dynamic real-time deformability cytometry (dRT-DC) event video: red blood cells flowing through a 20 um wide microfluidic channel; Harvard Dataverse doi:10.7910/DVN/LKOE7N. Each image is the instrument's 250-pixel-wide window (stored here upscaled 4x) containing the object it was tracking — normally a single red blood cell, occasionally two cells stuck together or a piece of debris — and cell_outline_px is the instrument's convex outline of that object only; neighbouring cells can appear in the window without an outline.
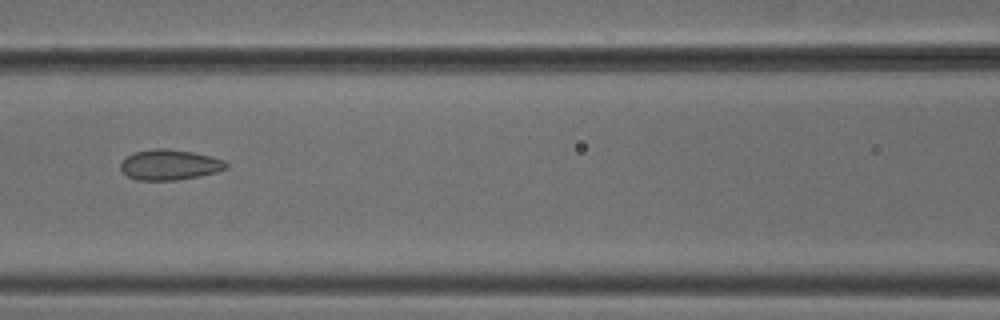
{"species": "common noctule bat (a hibernating species)", "species_latin": "Nyctalus noctula", "temperature_condition": "cold", "stored_images_in_passage": 4, "camera_frame_rate_fps": 3000, "um_per_image_px": 0.085, "animal": {"sex": "male", "body_mass_g": 18.8}, "frame": {"image": 1, "passage_image": 4, "time_ms": 1.0, "image_size_px": [1000, 320], "cell_outline_px": [[228, 168], [216, 172], [200, 176], [176, 180], [136, 180], [128, 176], [120, 168], [120, 164], [128, 156], [136, 152], [156, 148], [160, 148], [192, 152], [224, 160], [228, 164]], "centroid_in_image_um": [14.43, 14.02], "position_along_channel_um": 152.2, "area_um2": 18.44}}